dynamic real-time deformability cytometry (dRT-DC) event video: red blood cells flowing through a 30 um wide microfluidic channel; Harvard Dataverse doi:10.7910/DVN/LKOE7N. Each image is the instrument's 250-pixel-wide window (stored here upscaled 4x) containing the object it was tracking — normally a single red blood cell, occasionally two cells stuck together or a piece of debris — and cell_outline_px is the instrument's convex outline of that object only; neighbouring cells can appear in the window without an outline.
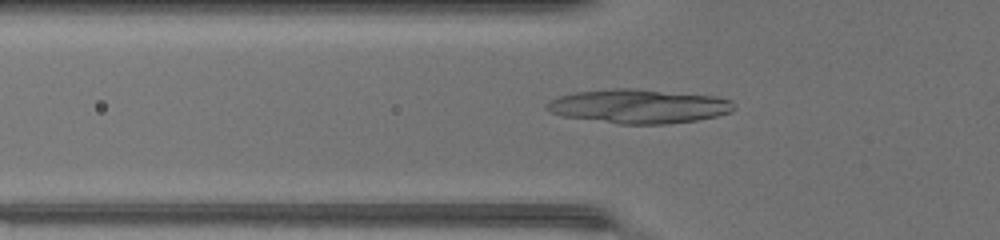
{"species": "common noctule bat (a hibernating species)", "species_latin": "Nyctalus noctula", "temperature_condition": "warm", "stored_images_in_passage": 48, "camera_frame_rate_fps": 3000, "um_per_image_px": 0.085, "animal": {"sex": "female", "body_mass_g": 17.0, "forearm_length_mm": 48.0}, "frame": {"image": 1, "passage_image": 18, "time_ms": 5.667, "image_size_px": [1000, 240], "cell_outline_px": [[736, 108], [728, 112], [716, 116], [696, 120], [664, 124], [620, 124], [564, 116], [552, 112], [548, 108], [548, 104], [552, 100], [560, 96], [576, 92], [616, 88], [636, 88], [716, 96], [732, 100]], "centroid_in_image_um": [54.36, 9.02], "position_along_channel_um": 71.4, "area_um2": 36.82}}
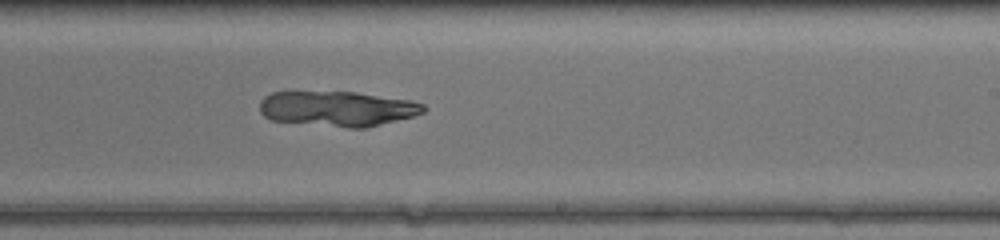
{"frame": {"image": 2, "passage_image": 31, "time_ms": 10.0, "image_size_px": [1000, 240], "cell_outline_px": [[428, 108], [424, 112], [412, 116], [364, 128], [348, 128], [272, 120], [264, 116], [260, 112], [260, 100], [264, 96], [272, 92], [356, 92], [408, 100], [424, 104]], "centroid_in_image_um": [28.67, 9.23], "position_along_channel_um": 260.3, "area_um2": 33.35}}
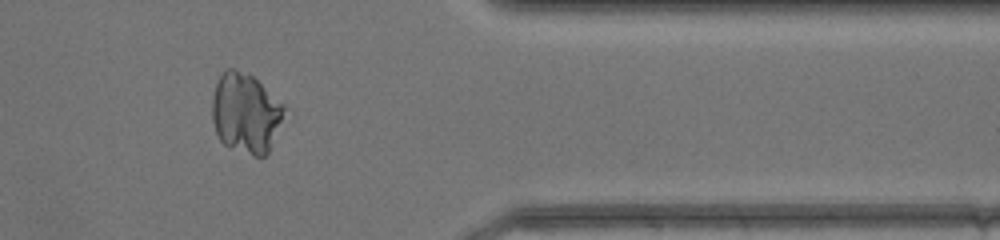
{"frame": {"image": 3, "passage_image": 41, "time_ms": 13.333, "image_size_px": [1000, 240], "cell_outline_px": [[284, 108], [280, 120], [268, 152], [264, 156], [252, 156], [224, 144], [220, 140], [216, 132], [212, 120], [212, 100], [216, 84], [220, 76], [228, 68], [232, 68], [248, 72]], "centroid_in_image_um": [20.81, 9.61], "position_along_channel_um": 390.6, "area_um2": 32.48}}